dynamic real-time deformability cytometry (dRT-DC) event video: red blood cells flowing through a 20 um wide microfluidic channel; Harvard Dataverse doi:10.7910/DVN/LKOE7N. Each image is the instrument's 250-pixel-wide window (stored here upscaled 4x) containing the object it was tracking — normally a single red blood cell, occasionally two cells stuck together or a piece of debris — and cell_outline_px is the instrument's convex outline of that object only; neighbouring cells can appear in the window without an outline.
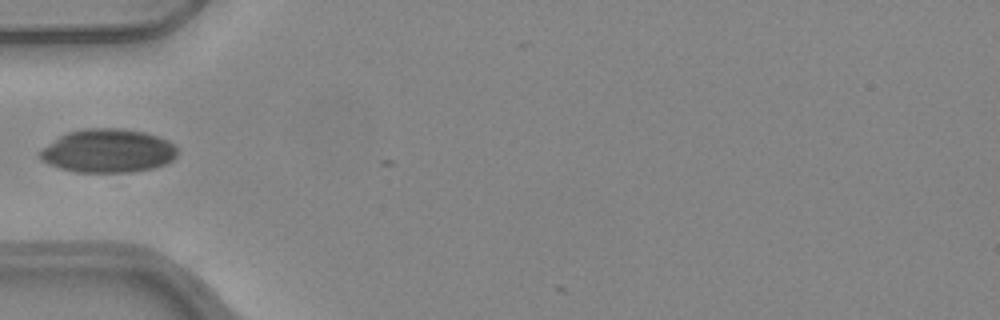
{"species": "common noctule bat (a hibernating species)", "species_latin": "Nyctalus noctula", "temperature_condition": "warm", "stored_images_in_passage": 5, "camera_frame_rate_fps": 3000, "um_per_image_px": 0.085, "animal": {"sex": "female", "body_mass_g": 24.6, "forearm_length_mm": 56.2}, "frame": {"image": 1, "passage_image": 1, "time_ms": 0.0, "image_size_px": [1000, 320], "cell_outline_px": [[180, 152], [172, 160], [164, 164], [152, 168], [132, 172], [76, 172], [60, 168], [40, 160], [40, 152], [44, 148], [60, 136], [68, 132], [84, 128], [120, 128], [144, 132], [168, 140], [176, 144], [180, 148]], "centroid_in_image_um": [9.24, 12.82], "position_along_channel_um": 75.8, "area_um2": 34.91}}
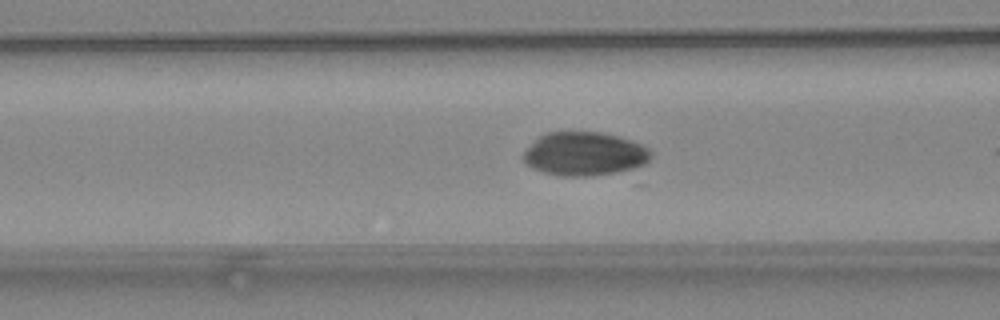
{"frame": {"image": 2, "passage_image": 4, "time_ms": 1.0, "image_size_px": [1000, 320], "cell_outline_px": [[652, 156], [644, 164], [632, 168], [592, 176], [560, 176], [544, 172], [532, 168], [524, 160], [524, 152], [540, 136], [548, 132], [600, 132], [632, 140], [648, 148], [652, 152]], "centroid_in_image_um": [49.69, 13.08], "position_along_channel_um": 116.9, "area_um2": 31.96}}